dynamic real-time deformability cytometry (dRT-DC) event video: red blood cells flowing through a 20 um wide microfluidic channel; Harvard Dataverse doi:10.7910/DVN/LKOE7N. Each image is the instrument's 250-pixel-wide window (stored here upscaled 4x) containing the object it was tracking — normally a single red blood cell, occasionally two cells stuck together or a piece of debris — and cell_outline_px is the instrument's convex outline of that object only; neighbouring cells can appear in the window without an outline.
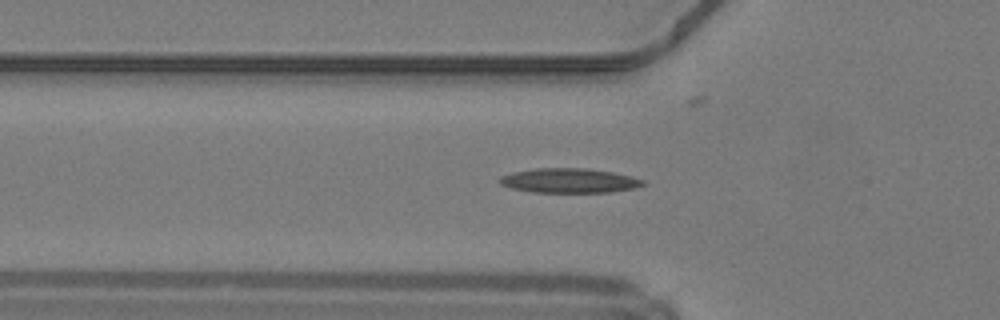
{"species": "common noctule bat (a hibernating species)", "species_latin": "Nyctalus noctula", "temperature_condition": "warm", "stored_images_in_passage": 34, "camera_frame_rate_fps": 3000, "um_per_image_px": 0.085, "animal": {"sex": "male", "body_mass_g": 19.2, "forearm_length_mm": 51.8}, "frame": {"image": 1, "passage_image": 7, "time_ms": 2.0, "image_size_px": [1000, 320], "cell_outline_px": [[644, 184], [632, 188], [612, 192], [532, 192], [512, 188], [500, 184], [500, 176], [512, 172], [536, 168], [584, 168], [612, 172], [632, 176], [644, 180]], "centroid_in_image_um": [48.36, 15.35], "position_along_channel_um": 77.4, "area_um2": 20.35}}
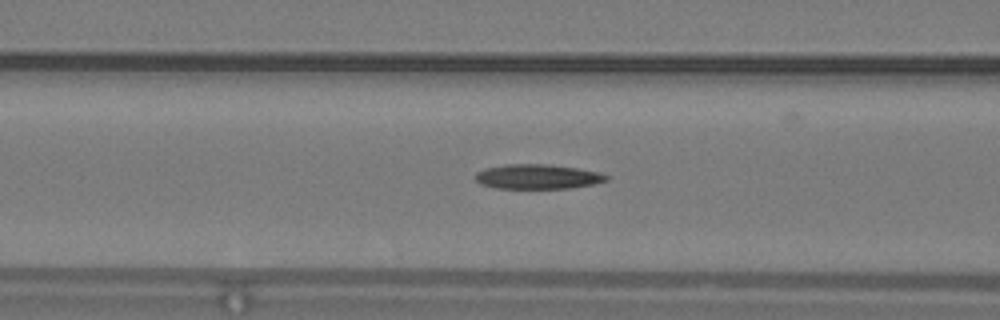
{"frame": {"image": 2, "passage_image": 10, "time_ms": 3.0, "image_size_px": [1000, 320], "cell_outline_px": [[608, 180], [592, 184], [572, 188], [496, 188], [480, 184], [476, 180], [476, 172], [484, 168], [504, 164], [544, 164], [576, 168], [600, 172], [608, 176]], "centroid_in_image_um": [45.67, 15.01], "position_along_channel_um": 120.9, "area_um2": 18.79}}
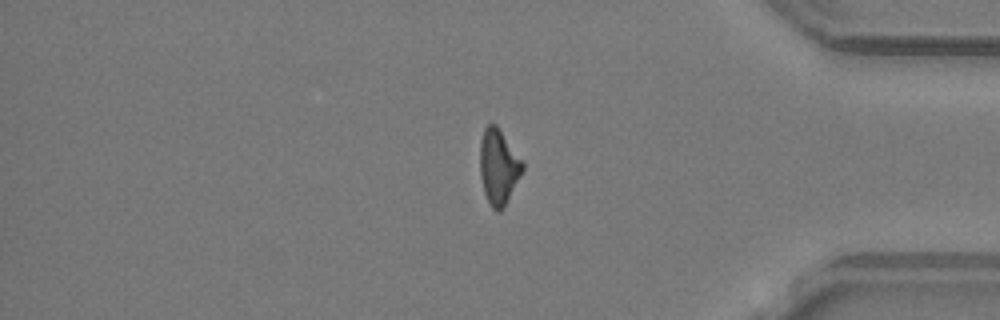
{"frame": {"image": 3, "passage_image": 31, "time_ms": 10.0, "image_size_px": [1000, 320], "cell_outline_px": [[524, 168], [504, 208], [500, 212], [496, 212], [492, 208], [484, 192], [480, 176], [480, 140], [484, 128], [488, 124], [496, 124], [524, 164]], "centroid_in_image_um": [42.36, 14.2], "position_along_channel_um": 392.8, "area_um2": 18.5}, "authors_computed_cell_mechanics": {"area_um2": 18.9006, "velocity_mm_per_s": 4.2459, "shape_relaxation_time_tau1_ms": null, "shape_relaxation_time_tau2_ms": 7.8556, "deformation_change_tau1": null, "deformation_change_tau2": 0.2159}}